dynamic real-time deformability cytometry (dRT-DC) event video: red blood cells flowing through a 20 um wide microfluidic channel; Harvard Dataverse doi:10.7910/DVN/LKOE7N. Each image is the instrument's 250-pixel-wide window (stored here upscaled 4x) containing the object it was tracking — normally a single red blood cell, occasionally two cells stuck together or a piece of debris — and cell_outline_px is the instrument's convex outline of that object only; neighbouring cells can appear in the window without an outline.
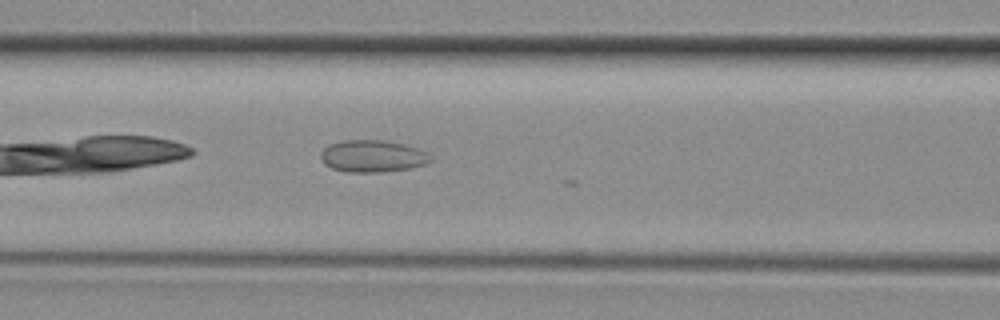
{"species": "common noctule bat (a hibernating species)", "species_latin": "Nyctalus noctula", "temperature_condition": "room temperature", "stored_images_in_passage": 6, "camera_frame_rate_fps": 3000, "um_per_image_px": 0.085, "animal": {"sex": "female", "body_mass_g": 29.2, "forearm_length_mm": 56.3}, "frame": {"image": 1, "passage_image": 5, "time_ms": 1.333, "image_size_px": [1000, 320], "cell_outline_px": [[432, 160], [424, 164], [408, 168], [380, 172], [348, 172], [332, 168], [324, 164], [320, 156], [320, 152], [328, 144], [344, 140], [380, 140], [404, 144], [428, 152]], "centroid_in_image_um": [31.63, 13.27], "position_along_channel_um": 135.0, "area_um2": 20.4}}